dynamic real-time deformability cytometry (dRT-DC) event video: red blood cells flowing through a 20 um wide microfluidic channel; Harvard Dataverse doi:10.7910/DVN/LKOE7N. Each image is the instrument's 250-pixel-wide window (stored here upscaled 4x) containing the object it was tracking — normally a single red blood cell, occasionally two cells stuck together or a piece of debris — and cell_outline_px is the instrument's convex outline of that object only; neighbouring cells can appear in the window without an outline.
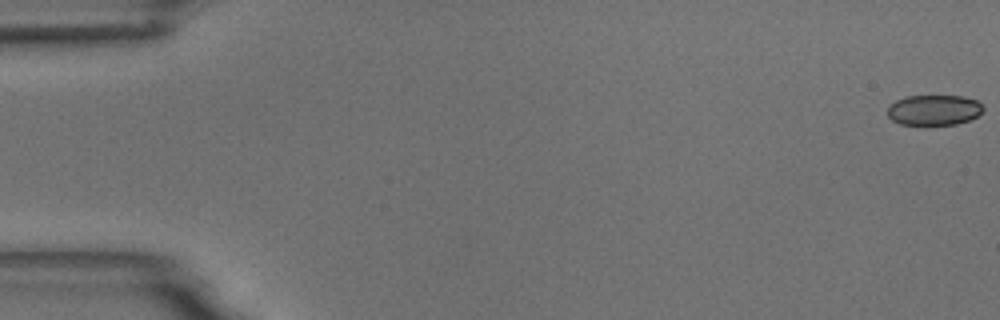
{"species": "common noctule bat (a hibernating species)", "species_latin": "Nyctalus noctula", "temperature_condition": "room temperature", "stored_images_in_passage": 10, "camera_frame_rate_fps": 3000, "um_per_image_px": 0.085, "animal": {"sex": "male", "body_mass_g": 18.8}, "frame": {"image": 1, "passage_image": 1, "time_ms": 0.0, "image_size_px": [1000, 320], "cell_outline_px": [[984, 108], [976, 116], [968, 120], [956, 124], [900, 124], [892, 120], [888, 116], [888, 108], [896, 100], [904, 96], [964, 96], [976, 100]], "centroid_in_image_um": [79.37, 9.34], "position_along_channel_um": 5.6, "area_um2": 16.7}}